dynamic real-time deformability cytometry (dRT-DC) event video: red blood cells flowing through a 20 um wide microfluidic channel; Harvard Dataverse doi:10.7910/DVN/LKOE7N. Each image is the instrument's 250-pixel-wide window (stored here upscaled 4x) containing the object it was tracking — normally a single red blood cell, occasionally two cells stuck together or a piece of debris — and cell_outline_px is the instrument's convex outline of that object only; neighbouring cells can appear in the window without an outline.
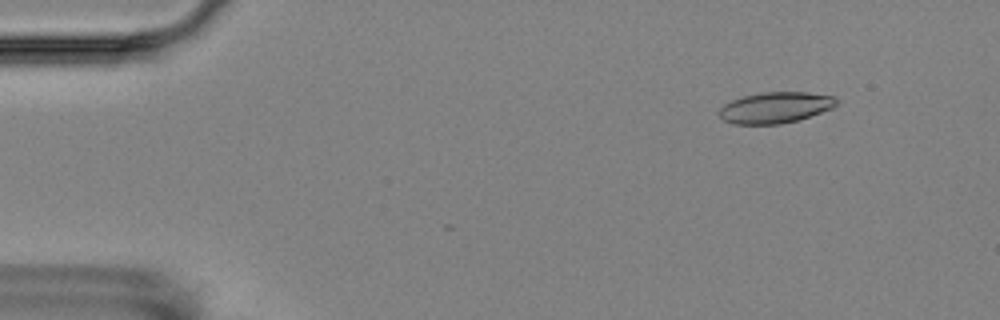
{"species": "Egyptian fruit bat (a non-hibernating species)", "species_latin": "Rousettus aegyptiacus", "temperature_condition": "room temperature", "stored_images_in_passage": 5, "camera_frame_rate_fps": 3000, "um_per_image_px": 0.085, "animal": {"sex": "female"}, "frame": {"image": 1, "passage_image": 2, "time_ms": 1.0, "image_size_px": [1000, 320], "cell_outline_px": [[840, 100], [832, 108], [796, 120], [780, 124], [732, 124], [724, 120], [716, 112], [724, 104], [732, 100], [744, 96], [764, 92], [808, 92], [836, 96]], "centroid_in_image_um": [65.9, 9.13], "position_along_channel_um": 19.1, "area_um2": 21.21}}